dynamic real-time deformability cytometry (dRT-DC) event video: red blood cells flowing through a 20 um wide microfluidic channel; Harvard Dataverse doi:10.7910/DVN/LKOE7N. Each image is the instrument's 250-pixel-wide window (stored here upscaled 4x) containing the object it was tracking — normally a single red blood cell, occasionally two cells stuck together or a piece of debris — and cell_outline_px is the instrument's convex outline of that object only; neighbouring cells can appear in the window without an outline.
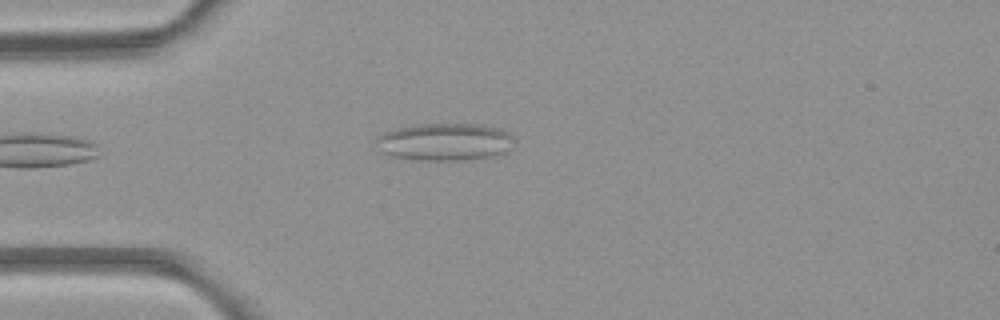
{"species": "common noctule bat (a hibernating species)", "species_latin": "Nyctalus noctula", "temperature_condition": "room temperature", "stored_images_in_passage": 1, "camera_frame_rate_fps": 3000, "um_per_image_px": 0.085, "animal": {"sex": "female", "body_mass_g": 21.9}, "frame": {"image": 1, "passage_image": 1, "time_ms": 0.0, "image_size_px": [1000, 320], "cell_outline_px": [[516, 144], [504, 156], [464, 160], [420, 160], [392, 156], [380, 152], [376, 140], [376, 136], [384, 132], [396, 128], [424, 124], [476, 124], [496, 128], [508, 132], [516, 140]], "centroid_in_image_um": [37.89, 12.08], "position_along_channel_um": 47.1, "area_um2": 30.63}}